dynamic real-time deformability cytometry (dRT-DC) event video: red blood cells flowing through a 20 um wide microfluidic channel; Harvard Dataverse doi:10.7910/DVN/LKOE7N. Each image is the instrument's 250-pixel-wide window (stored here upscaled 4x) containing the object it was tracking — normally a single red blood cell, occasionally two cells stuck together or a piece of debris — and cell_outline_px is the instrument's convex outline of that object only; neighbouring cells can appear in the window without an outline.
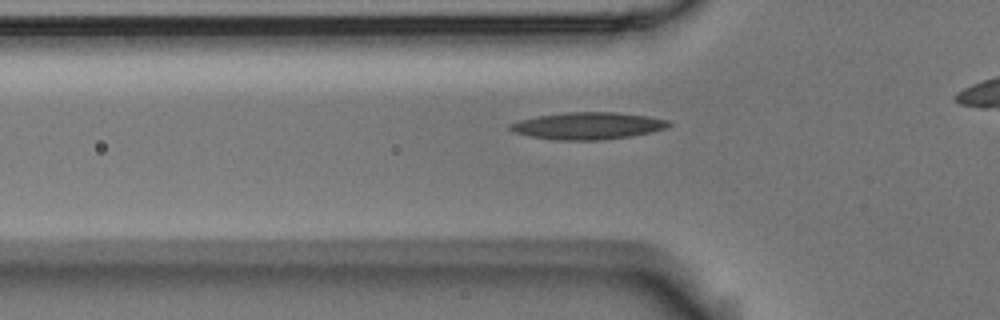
{"species": "Egyptian fruit bat (a non-hibernating species)", "species_latin": "Rousettus aegyptiacus", "temperature_condition": "room temperature", "stored_images_in_passage": 33, "camera_frame_rate_fps": 3000, "um_per_image_px": 0.085, "animal": {"sex": "male"}, "frame": {"image": 1, "passage_image": 6, "time_ms": 1.667, "image_size_px": [1000, 320], "cell_outline_px": [[672, 124], [664, 128], [632, 136], [600, 140], [556, 140], [532, 136], [516, 132], [508, 128], [508, 124], [520, 120], [540, 116], [568, 112], [616, 112], [648, 116], [668, 120]], "centroid_in_image_um": [49.98, 10.69], "position_along_channel_um": 75.8, "area_um2": 24.68}}
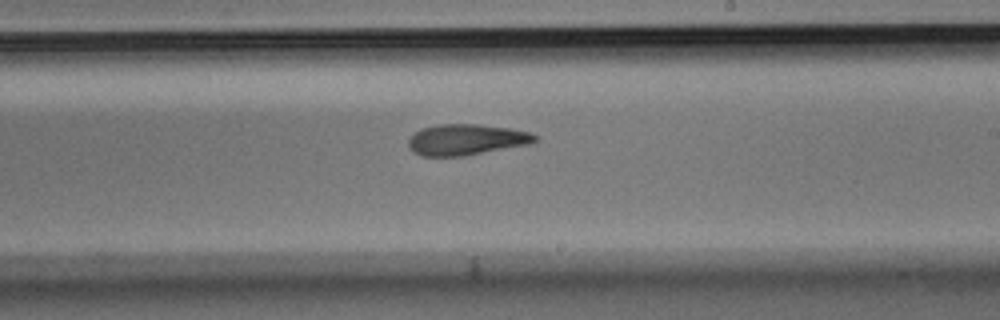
{"frame": {"image": 2, "passage_image": 20, "time_ms": 6.333, "image_size_px": [1000, 320], "cell_outline_px": [[540, 136], [536, 140], [528, 144], [460, 156], [424, 156], [416, 152], [408, 144], [408, 140], [420, 128], [440, 124], [476, 124], [508, 128], [528, 132]], "centroid_in_image_um": [39.63, 11.85], "position_along_channel_um": 249.4, "area_um2": 22.31}}
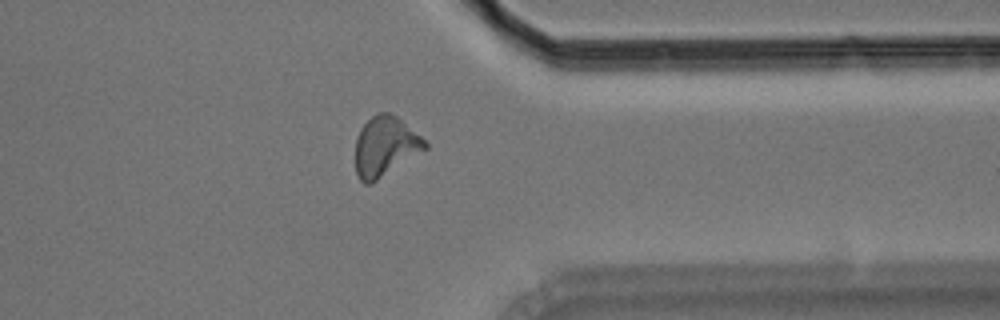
{"frame": {"image": 3, "passage_image": 31, "time_ms": 10.0, "image_size_px": [1000, 320], "cell_outline_px": [[428, 148], [372, 184], [364, 184], [360, 180], [356, 172], [356, 136], [360, 128], [376, 112], [388, 112], [396, 116], [420, 136], [428, 144]], "centroid_in_image_um": [32.72, 12.46], "position_along_channel_um": 378.7, "area_um2": 24.22}}